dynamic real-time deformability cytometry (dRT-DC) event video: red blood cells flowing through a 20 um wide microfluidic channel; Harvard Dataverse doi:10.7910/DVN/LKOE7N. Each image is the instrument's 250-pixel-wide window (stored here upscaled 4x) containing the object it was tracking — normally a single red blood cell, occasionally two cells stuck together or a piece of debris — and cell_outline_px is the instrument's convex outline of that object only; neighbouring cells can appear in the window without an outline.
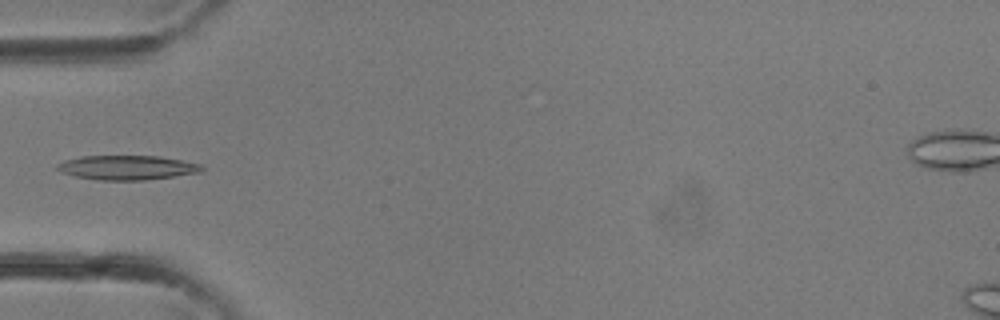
{"species": "common noctule bat (a hibernating species)", "species_latin": "Nyctalus noctula", "temperature_condition": "room temperature", "stored_images_in_passage": 26, "camera_frame_rate_fps": 3000, "um_per_image_px": 0.085, "animal": {"sex": "female"}, "frame": {"image": 1, "passage_image": 3, "time_ms": 0.667, "image_size_px": [1000, 320], "cell_outline_px": [[204, 168], [200, 172], [176, 176], [144, 180], [100, 180], [76, 176], [64, 172], [56, 168], [56, 164], [64, 160], [80, 156], [160, 156], [200, 164]], "centroid_in_image_um": [10.81, 14.24], "position_along_channel_um": 74.2, "area_um2": 20.4}}
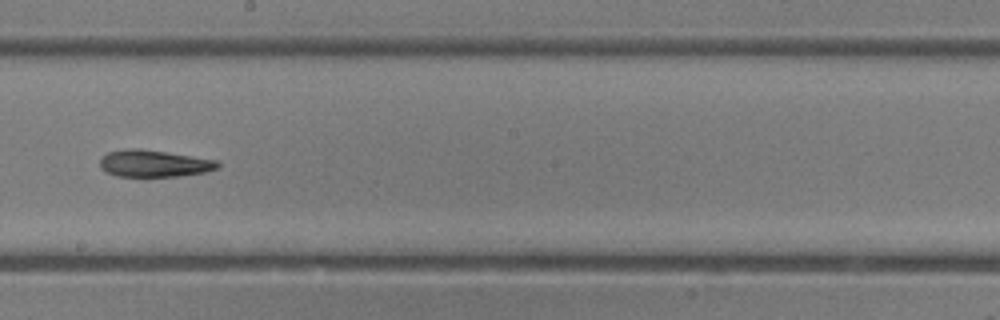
{"frame": {"image": 2, "passage_image": 11, "time_ms": 3.333, "image_size_px": [1000, 320], "cell_outline_px": [[220, 168], [204, 172], [180, 176], [116, 176], [104, 172], [100, 168], [100, 156], [108, 152], [128, 148], [140, 148], [216, 160], [220, 164]], "centroid_in_image_um": [13.04, 13.89], "position_along_channel_um": 235.2, "area_um2": 18.55}}
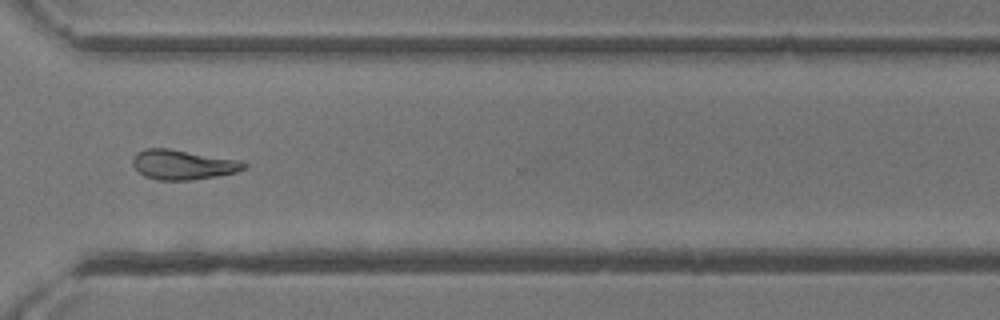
{"frame": {"image": 3, "passage_image": 17, "time_ms": 5.333, "image_size_px": [1000, 320], "cell_outline_px": [[248, 168], [236, 172], [216, 176], [192, 180], [156, 180], [144, 176], [132, 164], [132, 160], [136, 152], [144, 148], [168, 148], [244, 160], [248, 164]], "centroid_in_image_um": [15.59, 13.98], "position_along_channel_um": 355.0, "area_um2": 19.65}}